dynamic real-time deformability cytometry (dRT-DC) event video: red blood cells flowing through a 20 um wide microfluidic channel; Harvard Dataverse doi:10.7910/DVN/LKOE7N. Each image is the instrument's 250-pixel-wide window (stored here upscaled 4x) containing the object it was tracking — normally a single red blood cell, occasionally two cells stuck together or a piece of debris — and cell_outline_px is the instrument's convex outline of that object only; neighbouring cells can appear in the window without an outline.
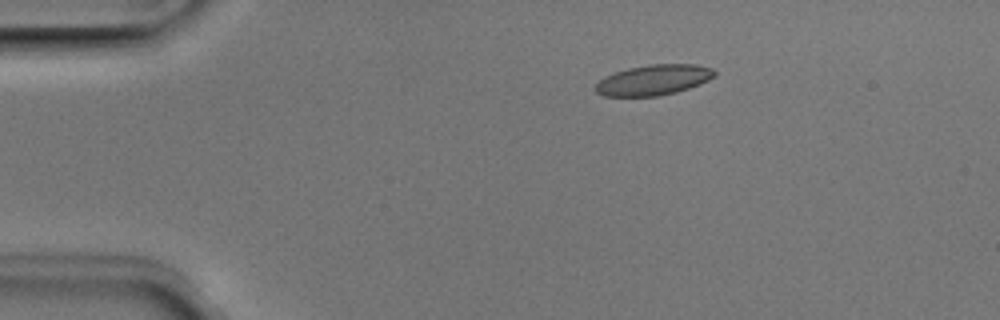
{"species": "Egyptian fruit bat (a non-hibernating species)", "species_latin": "Rousettus aegyptiacus", "temperature_condition": "room temperature", "stored_images_in_passage": 5, "camera_frame_rate_fps": 3000, "um_per_image_px": 0.085, "animal": {"sex": "male"}, "frame": {"image": 1, "passage_image": 1, "time_ms": 0.0, "image_size_px": [1000, 320], "cell_outline_px": [[716, 76], [700, 84], [676, 92], [656, 96], [604, 96], [596, 92], [596, 84], [604, 76], [628, 68], [648, 64], [696, 64], [712, 68], [716, 72]], "centroid_in_image_um": [55.57, 6.79], "position_along_channel_um": 29.4, "area_um2": 21.1}}
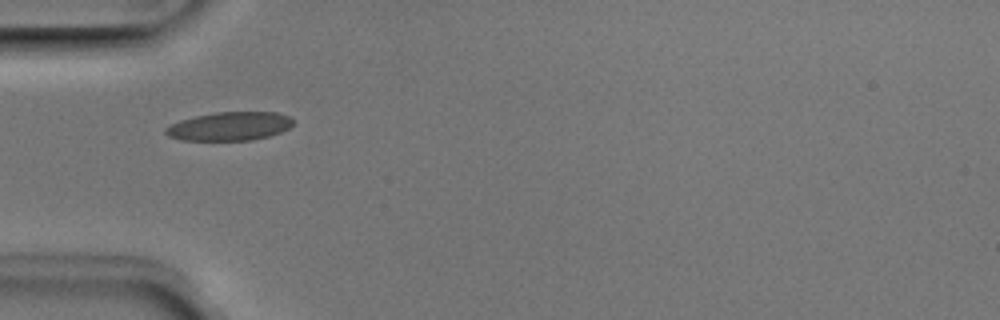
{"frame": {"image": 2, "passage_image": 3, "time_ms": 0.667, "image_size_px": [1000, 320], "cell_outline_px": [[292, 124], [288, 128], [280, 132], [268, 136], [252, 140], [180, 140], [168, 136], [164, 132], [164, 128], [180, 120], [196, 116], [216, 112], [276, 112], [288, 116], [292, 120]], "centroid_in_image_um": [19.48, 10.73], "position_along_channel_um": 65.5, "area_um2": 21.1}}
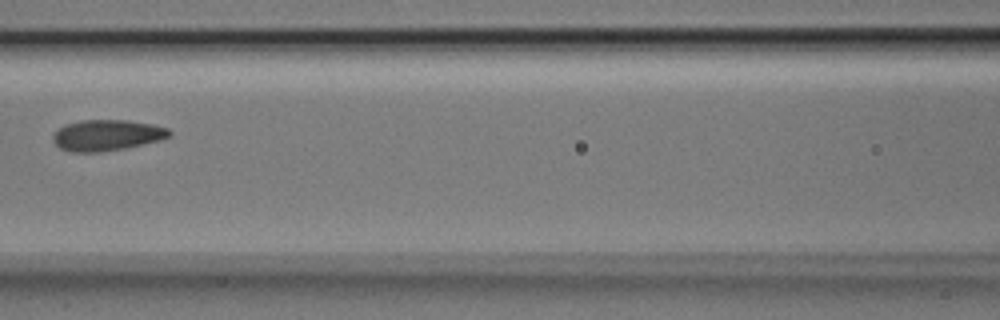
{"frame": {"image": 3, "passage_image": 5, "time_ms": 1.333, "image_size_px": [1000, 320], "cell_outline_px": [[172, 136], [160, 140], [144, 144], [124, 148], [100, 152], [72, 152], [60, 148], [52, 140], [52, 136], [64, 124], [80, 120], [128, 120], [152, 124], [168, 128], [172, 132]], "centroid_in_image_um": [9.1, 11.49], "position_along_channel_um": 157.5, "area_um2": 21.1}}